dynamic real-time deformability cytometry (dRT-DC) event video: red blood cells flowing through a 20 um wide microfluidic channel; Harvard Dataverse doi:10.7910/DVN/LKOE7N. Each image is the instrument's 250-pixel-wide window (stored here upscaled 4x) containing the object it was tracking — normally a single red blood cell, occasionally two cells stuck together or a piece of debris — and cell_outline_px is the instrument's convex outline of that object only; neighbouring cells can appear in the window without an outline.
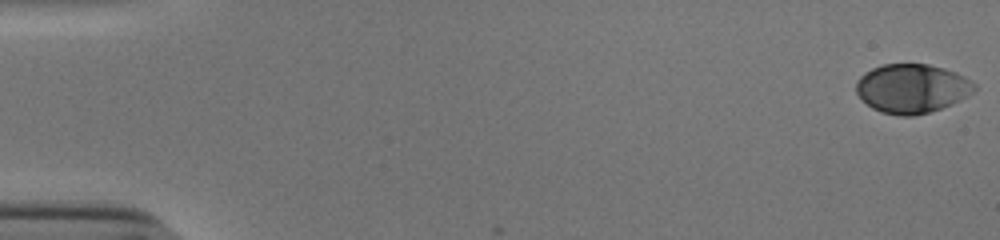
{"species": "human", "species_latin": "Homo sapiens", "temperature_condition": "cold", "stored_images_in_passage": 54, "camera_frame_rate_fps": 3000, "um_per_image_px": 0.085, "donor": {"sex": "male"}, "frame": {"image": 1, "passage_image": 1, "time_ms": 0.0, "image_size_px": [1000, 240], "cell_outline_px": [[976, 88], [968, 96], [952, 104], [928, 112], [912, 116], [900, 116], [880, 112], [872, 108], [856, 92], [856, 80], [864, 72], [872, 68], [884, 64], [928, 64], [944, 68], [956, 72], [972, 80], [976, 84]], "centroid_in_image_um": [77.52, 7.51], "position_along_channel_um": 7.5, "area_um2": 33.87}}
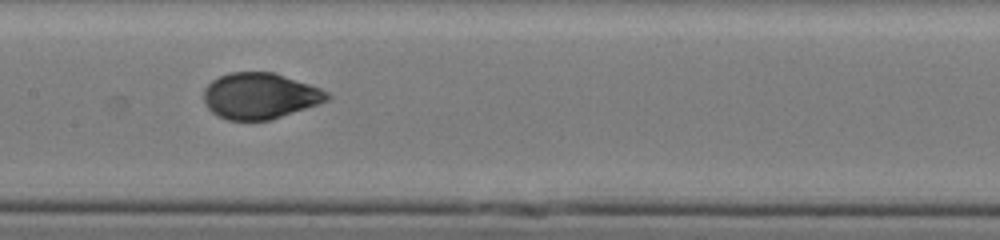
{"frame": {"image": 2, "passage_image": 28, "time_ms": 9.0, "image_size_px": [1000, 240], "cell_outline_px": [[332, 96], [328, 100], [320, 104], [268, 120], [228, 120], [216, 116], [204, 104], [204, 88], [212, 80], [228, 72], [272, 72], [320, 88], [328, 92]], "centroid_in_image_um": [22.07, 8.15], "position_along_channel_um": 185.3, "area_um2": 33.06}}
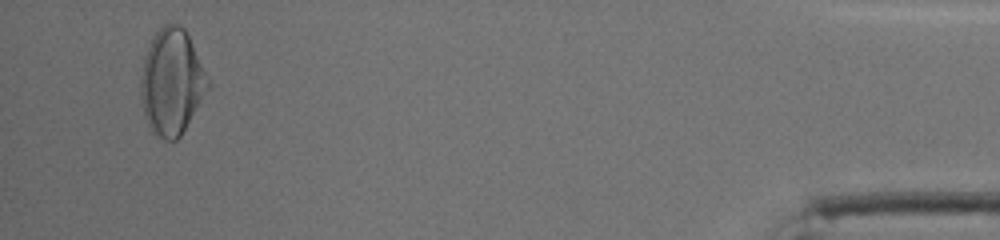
{"frame": {"image": 3, "passage_image": 52, "time_ms": 17.0, "image_size_px": [1000, 240], "cell_outline_px": [[212, 84], [180, 136], [176, 140], [164, 140], [152, 132], [144, 116], [140, 100], [140, 76], [144, 60], [152, 36], [164, 24], [180, 24], [184, 28]], "centroid_in_image_um": [14.59, 6.98], "position_along_channel_um": 420.6, "area_um2": 41.44}, "authors_computed_cell_mechanics": {"area_um2": 33.7841, "velocity_mm_per_s": 3.8435, "shape_relaxation_time_tau1_ms": 5.3443, "shape_relaxation_time_tau2_ms": null, "deformation_change_tau1": 0.1847, "deformation_change_tau2": null}}